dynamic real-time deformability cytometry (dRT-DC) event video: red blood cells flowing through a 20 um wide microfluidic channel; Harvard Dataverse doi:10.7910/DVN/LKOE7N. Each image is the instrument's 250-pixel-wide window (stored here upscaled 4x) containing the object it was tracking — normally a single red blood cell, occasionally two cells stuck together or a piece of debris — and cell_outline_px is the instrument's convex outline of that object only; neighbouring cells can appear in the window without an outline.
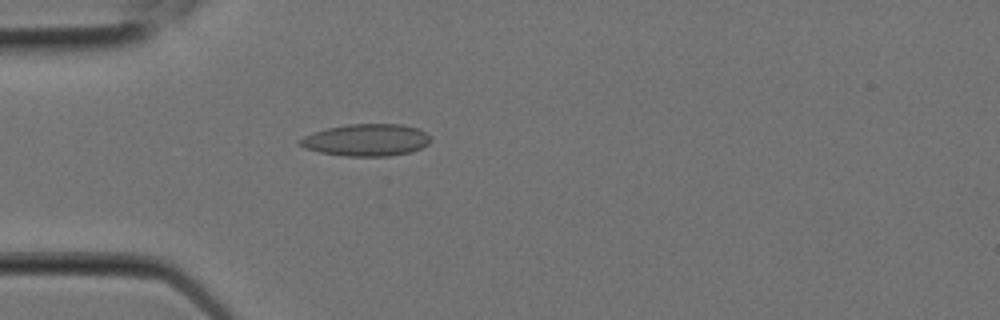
{"species": "Egyptian fruit bat (a non-hibernating species)", "species_latin": "Rousettus aegyptiacus", "temperature_condition": "room temperature", "stored_images_in_passage": 5, "camera_frame_rate_fps": 3000, "um_per_image_px": 0.085, "animal": {"sex": "female"}, "frame": {"image": 1, "passage_image": 5, "time_ms": 1.333, "image_size_px": [1000, 320], "cell_outline_px": [[428, 144], [412, 152], [388, 156], [344, 156], [320, 152], [304, 148], [296, 144], [296, 140], [312, 132], [328, 128], [348, 124], [400, 124], [420, 128], [428, 136]], "centroid_in_image_um": [31.08, 11.9], "position_along_channel_um": 53.9, "area_um2": 24.51}}